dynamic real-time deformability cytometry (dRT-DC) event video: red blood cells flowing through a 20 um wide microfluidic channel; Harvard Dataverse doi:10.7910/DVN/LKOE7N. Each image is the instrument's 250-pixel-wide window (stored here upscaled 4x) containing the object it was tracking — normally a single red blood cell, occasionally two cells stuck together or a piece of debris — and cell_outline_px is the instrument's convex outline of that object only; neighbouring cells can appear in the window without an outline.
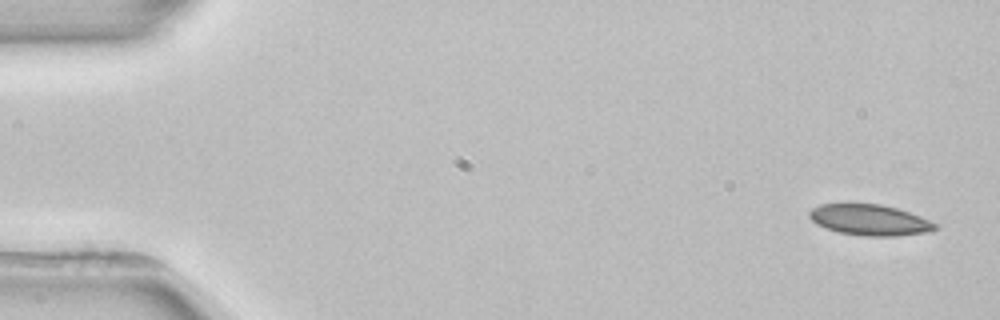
{"species": "common noctule bat (a hibernating species)", "species_latin": "Nyctalus noctula", "temperature_condition": "room temperature", "stored_images_in_passage": 2, "segment_of_instrument_passage": [2, 2], "camera_frame_rate_fps": 3000, "um_per_image_px": 0.085, "animal": {"sex": "female", "body_mass_g": 22.7, "forearm_length_mm": 54.2}, "frame": {"image": 1, "passage_image": 2, "time_ms": 1.333, "image_size_px": [1000, 320], "cell_outline_px": [[940, 224], [932, 232], [896, 236], [864, 236], [840, 232], [816, 224], [808, 216], [808, 212], [812, 208], [820, 204], [848, 200], [880, 204], [896, 208], [920, 216]], "centroid_in_image_um": [73.9, 18.65], "position_along_channel_um": 11.1, "area_um2": 23.52}}